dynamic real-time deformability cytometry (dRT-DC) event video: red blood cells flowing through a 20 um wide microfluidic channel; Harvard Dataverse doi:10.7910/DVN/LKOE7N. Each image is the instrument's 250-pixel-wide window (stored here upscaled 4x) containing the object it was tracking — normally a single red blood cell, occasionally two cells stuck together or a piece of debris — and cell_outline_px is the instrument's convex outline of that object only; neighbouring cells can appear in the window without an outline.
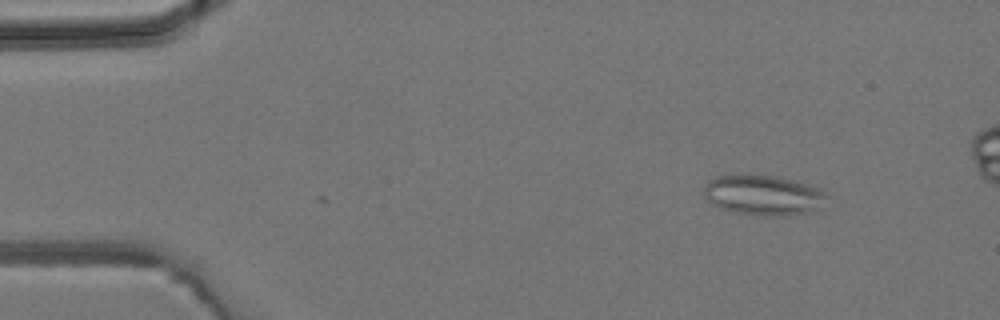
{"species": "common noctule bat (a hibernating species)", "species_latin": "Nyctalus noctula", "temperature_condition": "room temperature", "stored_images_in_passage": 5, "camera_frame_rate_fps": 3000, "um_per_image_px": 0.085, "animal": {"sex": "male", "body_mass_g": 19.2, "forearm_length_mm": 51.8}, "frame": {"image": 1, "passage_image": 2, "time_ms": 1.333, "image_size_px": [1000, 320], "cell_outline_px": [[824, 192], [816, 208], [812, 212], [788, 216], [764, 216], [736, 212], [720, 208], [712, 204], [704, 196], [704, 188], [708, 180], [716, 176], [740, 172], [748, 172], [776, 176], [796, 180], [816, 188]], "centroid_in_image_um": [64.75, 16.54], "position_along_channel_um": 20.2, "area_um2": 29.02}}